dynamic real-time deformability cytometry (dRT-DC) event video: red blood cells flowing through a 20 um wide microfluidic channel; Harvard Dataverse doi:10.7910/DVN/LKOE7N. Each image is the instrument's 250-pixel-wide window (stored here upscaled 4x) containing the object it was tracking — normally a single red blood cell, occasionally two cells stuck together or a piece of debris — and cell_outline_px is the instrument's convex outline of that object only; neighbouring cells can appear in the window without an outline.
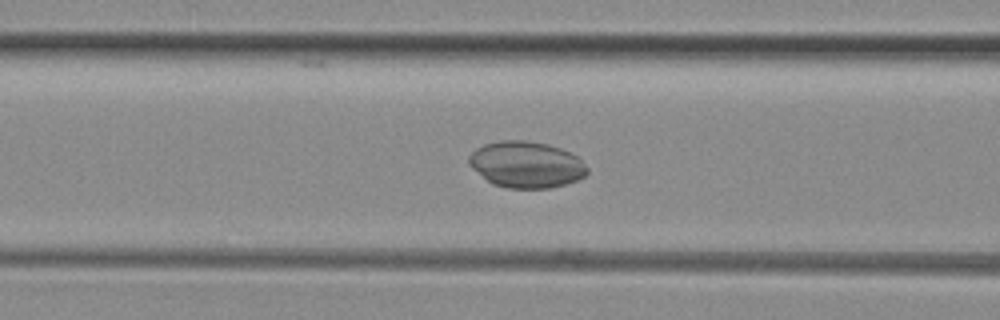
{"species": "common noctule bat (a hibernating species)", "species_latin": "Nyctalus noctula", "temperature_condition": "room temperature", "stored_images_in_passage": 42, "camera_frame_rate_fps": 3000, "um_per_image_px": 0.085, "animal": {"sex": "female", "body_mass_g": 29.2, "forearm_length_mm": 56.3}, "frame": {"image": 1, "passage_image": 14, "time_ms": 4.333, "image_size_px": [1000, 320], "cell_outline_px": [[588, 172], [584, 176], [576, 180], [564, 184], [548, 188], [508, 188], [492, 184], [472, 168], [468, 164], [468, 156], [476, 148], [484, 144], [500, 140], [528, 140], [548, 144], [560, 148], [576, 156], [588, 168]], "centroid_in_image_um": [44.7, 13.98], "position_along_channel_um": 121.9, "area_um2": 31.91}}
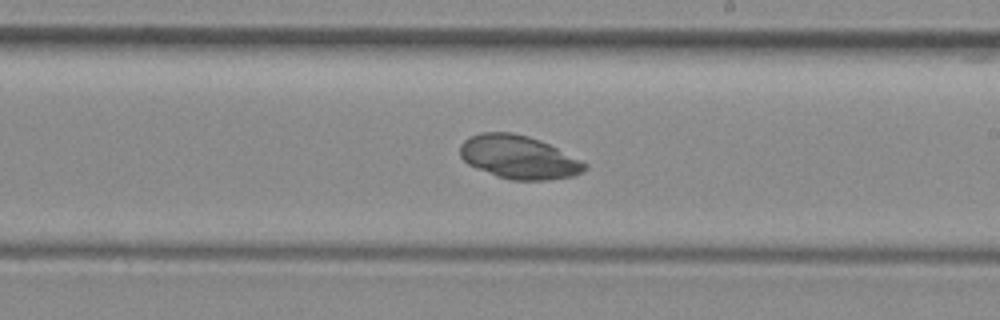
{"frame": {"image": 2, "passage_image": 23, "time_ms": 7.333, "image_size_px": [1000, 320], "cell_outline_px": [[588, 168], [584, 172], [572, 176], [548, 180], [512, 180], [496, 176], [476, 168], [468, 164], [460, 156], [460, 144], [464, 140], [480, 132], [512, 132], [528, 136], [540, 140], [588, 164]], "centroid_in_image_um": [44.08, 13.36], "position_along_channel_um": 244.9, "area_um2": 31.44}}
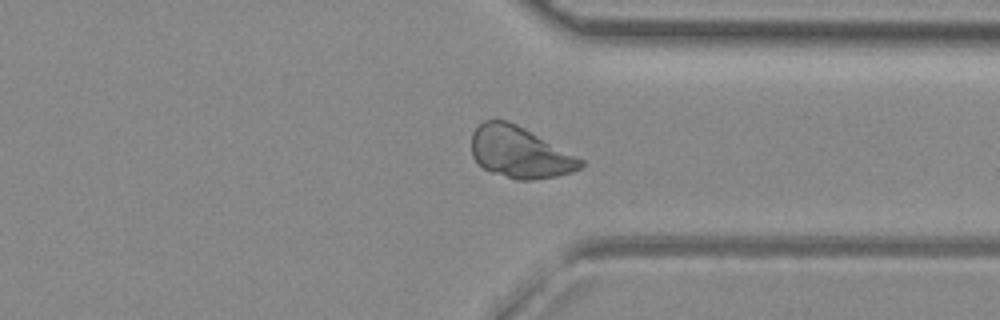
{"frame": {"image": 3, "passage_image": 32, "time_ms": 10.333, "image_size_px": [1000, 320], "cell_outline_px": [[584, 164], [580, 168], [572, 172], [556, 176], [532, 180], [516, 180], [492, 172], [484, 168], [472, 156], [472, 132], [484, 120], [508, 120], [524, 128], [584, 160]], "centroid_in_image_um": [44.17, 12.95], "position_along_channel_um": 367.2, "area_um2": 32.31}}